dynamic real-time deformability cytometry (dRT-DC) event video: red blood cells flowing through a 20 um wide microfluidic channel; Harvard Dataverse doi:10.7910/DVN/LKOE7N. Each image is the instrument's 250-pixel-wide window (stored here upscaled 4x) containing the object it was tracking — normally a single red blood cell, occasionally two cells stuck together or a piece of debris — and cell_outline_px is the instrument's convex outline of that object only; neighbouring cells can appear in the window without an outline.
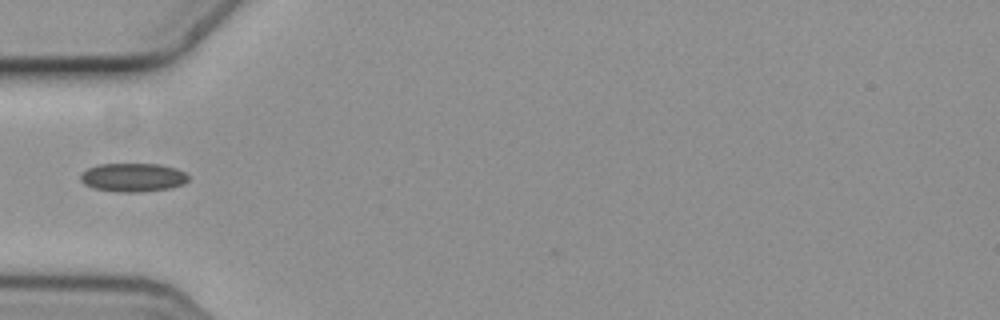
{"species": "common noctule bat (a hibernating species)", "species_latin": "Nyctalus noctula", "temperature_condition": "cold", "stored_images_in_passage": 1, "camera_frame_rate_fps": 3000, "um_per_image_px": 0.085, "animal": {"sex": "female", "body_mass_g": 19.3, "forearm_length_mm": 54.1}, "frame": {"image": 1, "passage_image": 1, "time_ms": 0.0, "image_size_px": [1000, 320], "cell_outline_px": [[188, 180], [184, 184], [168, 188], [140, 192], [120, 192], [92, 188], [84, 184], [80, 180], [80, 176], [88, 168], [100, 164], [160, 164], [176, 168], [184, 172], [188, 176]], "centroid_in_image_um": [11.3, 15.08], "position_along_channel_um": 73.7, "area_um2": 17.92}}